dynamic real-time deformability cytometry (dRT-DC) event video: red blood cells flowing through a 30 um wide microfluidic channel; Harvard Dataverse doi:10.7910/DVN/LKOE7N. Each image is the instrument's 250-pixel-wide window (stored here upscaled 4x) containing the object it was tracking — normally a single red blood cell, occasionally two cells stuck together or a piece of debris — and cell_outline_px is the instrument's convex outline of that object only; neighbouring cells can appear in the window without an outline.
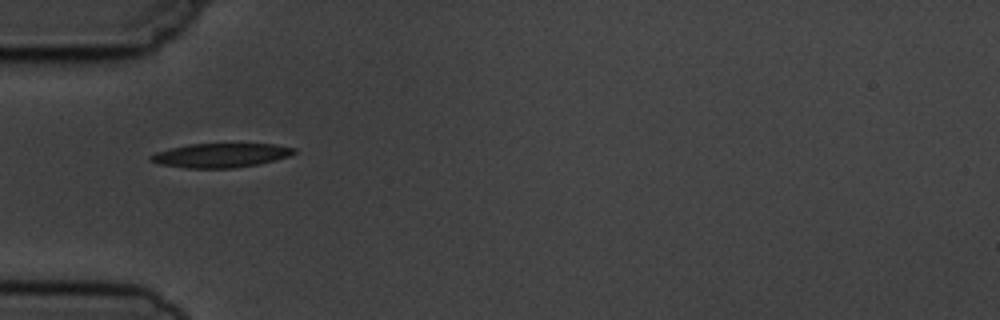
{"species": "common noctule bat (a hibernating species)", "species_latin": "Nyctalus noctula", "temperature_condition": "cold", "stored_images_in_passage": 6, "camera_frame_rate_fps": 3000, "um_per_image_px": 0.085, "animal": {"sex": "male", "body_mass_g": 19.5, "forearm_length_mm": 54.6}, "frame": {"image": 1, "passage_image": 1, "time_ms": 0.0, "image_size_px": [1000, 320], "cell_outline_px": [[296, 152], [288, 156], [260, 164], [236, 168], [184, 168], [160, 164], [152, 160], [148, 156], [156, 152], [188, 144], [276, 144], [296, 148]], "centroid_in_image_um": [18.78, 13.2], "position_along_channel_um": 66.2, "area_um2": 20.11}}
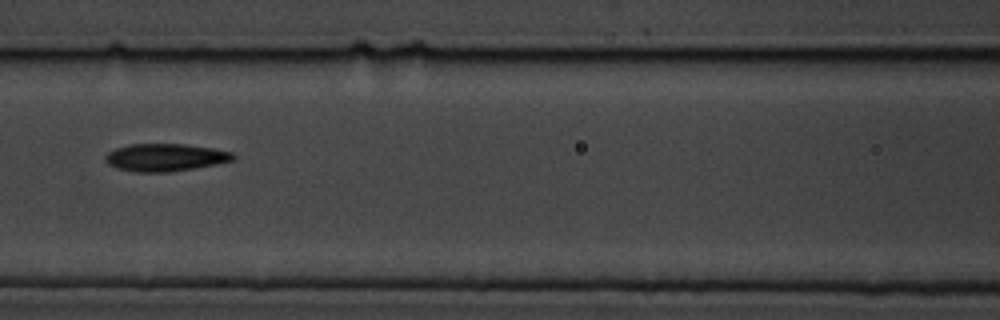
{"frame": {"image": 2, "passage_image": 3, "time_ms": 2.333, "image_size_px": [1000, 320], "cell_outline_px": [[236, 156], [232, 160], [216, 164], [168, 172], [136, 172], [116, 168], [108, 164], [104, 160], [104, 156], [108, 152], [116, 148], [128, 144], [184, 144], [212, 148], [232, 152]], "centroid_in_image_um": [14.0, 13.38], "position_along_channel_um": 152.6, "area_um2": 20.46}}
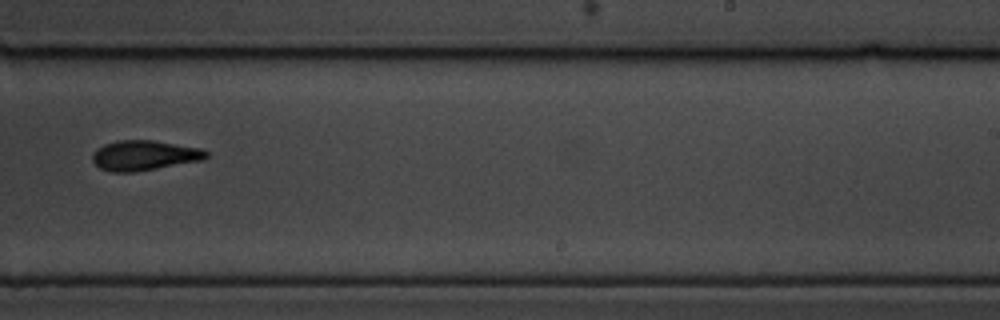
{"frame": {"image": 3, "passage_image": 6, "time_ms": 5.667, "image_size_px": [1000, 320], "cell_outline_px": [[208, 156], [204, 160], [132, 172], [112, 172], [100, 168], [92, 160], [92, 156], [96, 148], [104, 144], [116, 140], [152, 140], [200, 148], [208, 152]], "centroid_in_image_um": [12.25, 13.2], "position_along_channel_um": 276.8, "area_um2": 19.83}}